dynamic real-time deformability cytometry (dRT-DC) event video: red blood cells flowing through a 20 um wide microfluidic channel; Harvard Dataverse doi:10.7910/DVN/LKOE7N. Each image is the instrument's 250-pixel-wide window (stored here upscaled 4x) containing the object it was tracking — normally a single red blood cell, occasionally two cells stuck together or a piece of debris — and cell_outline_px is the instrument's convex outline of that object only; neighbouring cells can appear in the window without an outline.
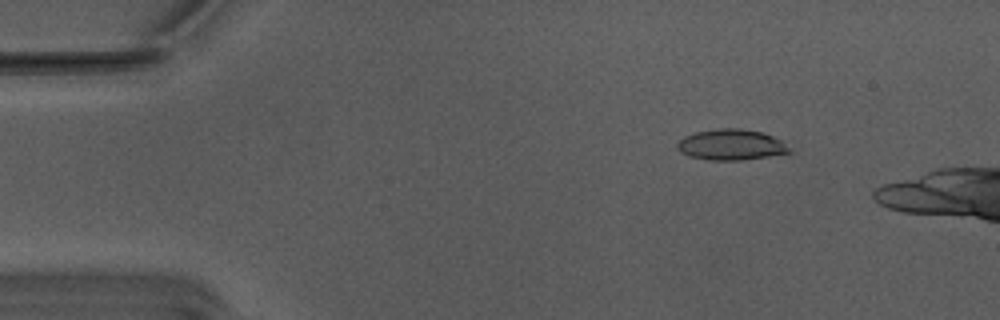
{"species": "Egyptian fruit bat (a non-hibernating species)", "species_latin": "Rousettus aegyptiacus", "temperature_condition": "warm", "stored_images_in_passage": 13, "camera_frame_rate_fps": 3000, "um_per_image_px": 0.085, "animal": {"sex": "male"}, "frame": {"image": 1, "passage_image": 8, "time_ms": 2.333, "image_size_px": [1000, 320], "cell_outline_px": [[792, 152], [768, 156], [740, 160], [708, 160], [688, 156], [680, 152], [676, 148], [676, 144], [684, 136], [696, 132], [716, 128], [740, 128], [760, 132], [772, 136], [780, 140]], "centroid_in_image_um": [62.08, 12.3], "position_along_channel_um": 22.9, "area_um2": 20.0}}